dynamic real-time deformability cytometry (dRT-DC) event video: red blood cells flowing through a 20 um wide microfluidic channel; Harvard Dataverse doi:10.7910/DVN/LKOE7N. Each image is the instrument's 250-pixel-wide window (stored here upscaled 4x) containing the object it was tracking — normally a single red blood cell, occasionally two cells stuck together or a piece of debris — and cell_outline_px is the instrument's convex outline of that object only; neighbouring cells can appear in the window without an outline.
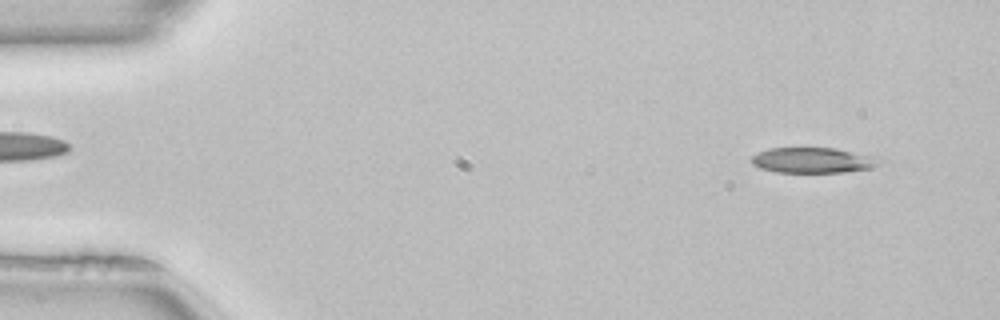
{"species": "common noctule bat (a hibernating species)", "species_latin": "Nyctalus noctula", "temperature_condition": "room temperature", "stored_images_in_passage": 49, "camera_frame_rate_fps": 3000, "um_per_image_px": 0.085, "animal": {"sex": "female", "body_mass_g": 22.7, "forearm_length_mm": 54.2}, "frame": {"image": 1, "passage_image": 3, "time_ms": 0.667, "image_size_px": [1000, 320], "cell_outline_px": [[888, 160], [872, 168], [844, 172], [776, 172], [760, 168], [752, 164], [752, 156], [768, 148], [836, 148], [880, 156]], "centroid_in_image_um": [69.24, 13.61], "position_along_channel_um": 15.8, "area_um2": 19.36}}
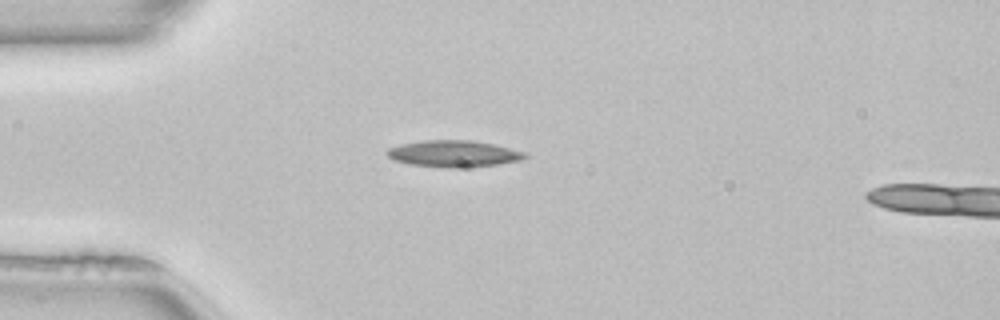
{"frame": {"image": 2, "passage_image": 12, "time_ms": 3.667, "image_size_px": [1000, 320], "cell_outline_px": [[528, 156], [520, 160], [500, 164], [456, 168], [444, 168], [412, 164], [392, 160], [384, 152], [388, 148], [400, 144], [424, 140], [472, 140], [492, 144], [528, 152]], "centroid_in_image_um": [38.55, 13.06], "position_along_channel_um": 46.4, "area_um2": 21.5}}
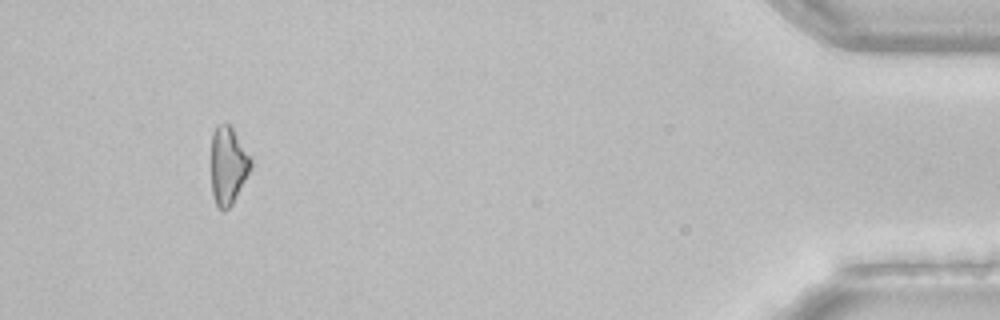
{"frame": {"image": 3, "passage_image": 46, "time_ms": 15.0, "image_size_px": [1000, 320], "cell_outline_px": [[252, 164], [232, 204], [228, 208], [220, 208], [216, 204], [212, 192], [212, 132], [216, 124], [228, 124], [232, 128], [252, 160]], "centroid_in_image_um": [19.36, 14.03], "position_along_channel_um": 415.8, "area_um2": 17.34}}